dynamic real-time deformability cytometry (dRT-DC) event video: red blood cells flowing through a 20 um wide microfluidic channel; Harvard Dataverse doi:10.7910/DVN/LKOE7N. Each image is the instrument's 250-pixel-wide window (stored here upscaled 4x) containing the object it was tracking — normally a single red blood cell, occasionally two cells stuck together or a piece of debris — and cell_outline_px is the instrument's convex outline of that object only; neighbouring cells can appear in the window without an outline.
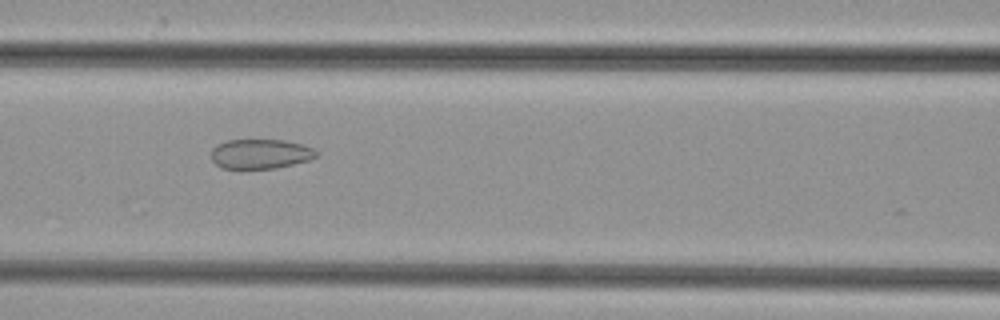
{"species": "common noctule bat (a hibernating species)", "species_latin": "Nyctalus noctula", "temperature_condition": "cold", "stored_images_in_passage": 42, "camera_frame_rate_fps": 3000, "um_per_image_px": 0.085, "animal": {"sex": "female", "body_mass_g": 29.2, "forearm_length_mm": 56.3}, "frame": {"image": 1, "passage_image": 13, "time_ms": 4.0, "image_size_px": [1000, 320], "cell_outline_px": [[320, 152], [316, 156], [308, 160], [276, 168], [220, 168], [212, 160], [212, 148], [216, 144], [228, 140], [284, 140], [300, 144], [312, 148]], "centroid_in_image_um": [22.12, 13.07], "position_along_channel_um": 144.5, "area_um2": 18.03}}
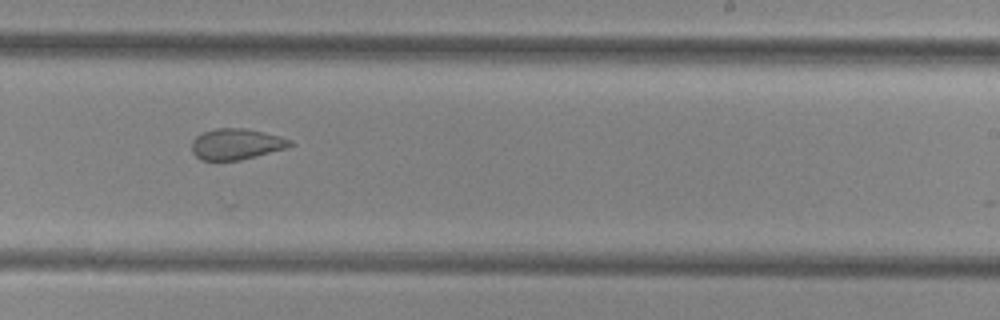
{"frame": {"image": 2, "passage_image": 22, "time_ms": 7.0, "image_size_px": [1000, 320], "cell_outline_px": [[296, 144], [288, 148], [240, 160], [200, 160], [192, 152], [192, 140], [196, 136], [204, 132], [216, 128], [244, 128], [280, 136], [292, 140]], "centroid_in_image_um": [20.11, 12.25], "position_along_channel_um": 268.9, "area_um2": 17.8}}
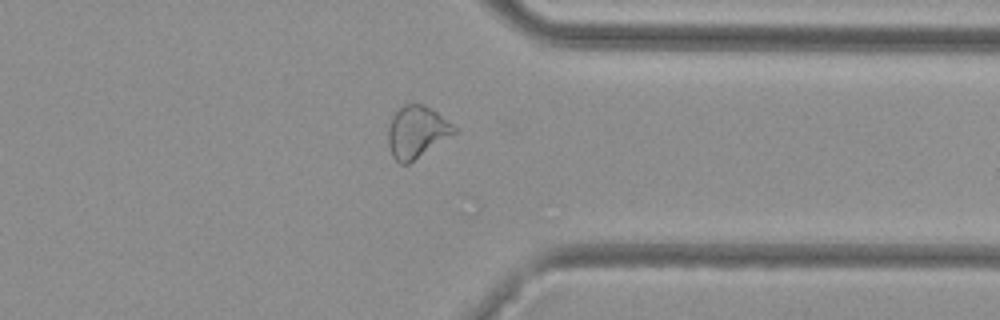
{"frame": {"image": 3, "passage_image": 30, "time_ms": 9.667, "image_size_px": [1000, 320], "cell_outline_px": [[456, 132], [408, 164], [400, 164], [392, 156], [388, 144], [388, 128], [392, 116], [396, 108], [400, 104], [420, 104], [432, 108], [452, 124], [456, 128]], "centroid_in_image_um": [35.38, 11.19], "position_along_channel_um": 376.0, "area_um2": 19.94}}